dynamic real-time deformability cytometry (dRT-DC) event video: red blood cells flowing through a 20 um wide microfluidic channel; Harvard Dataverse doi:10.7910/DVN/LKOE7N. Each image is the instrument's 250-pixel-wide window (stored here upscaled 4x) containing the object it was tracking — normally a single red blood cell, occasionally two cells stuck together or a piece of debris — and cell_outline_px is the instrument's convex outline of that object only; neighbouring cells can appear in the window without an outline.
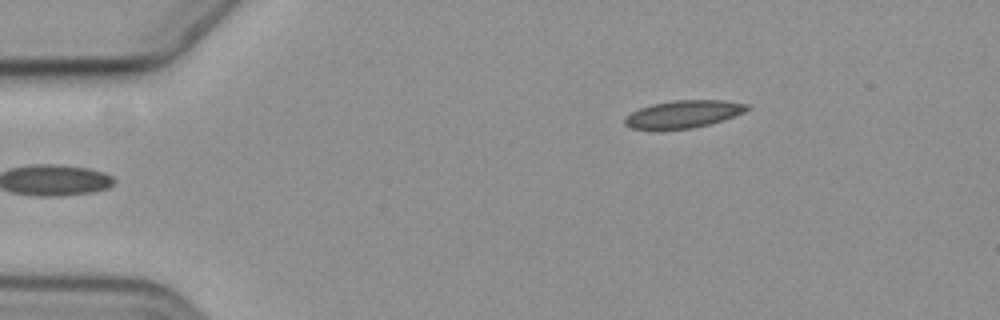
{"species": "common noctule bat (a hibernating species)", "species_latin": "Nyctalus noctula", "temperature_condition": "cold", "stored_images_in_passage": 4, "camera_frame_rate_fps": 3000, "um_per_image_px": 0.085, "animal": {"sex": "female", "body_mass_g": 19.3, "forearm_length_mm": 54.1}, "frame": {"image": 1, "passage_image": 4, "time_ms": 3.333, "image_size_px": [1000, 320], "cell_outline_px": [[748, 108], [744, 112], [708, 124], [692, 128], [628, 128], [624, 124], [624, 116], [640, 108], [652, 104], [676, 100], [724, 100], [748, 104]], "centroid_in_image_um": [58.05, 9.68], "position_along_channel_um": 26.9, "area_um2": 19.07}}